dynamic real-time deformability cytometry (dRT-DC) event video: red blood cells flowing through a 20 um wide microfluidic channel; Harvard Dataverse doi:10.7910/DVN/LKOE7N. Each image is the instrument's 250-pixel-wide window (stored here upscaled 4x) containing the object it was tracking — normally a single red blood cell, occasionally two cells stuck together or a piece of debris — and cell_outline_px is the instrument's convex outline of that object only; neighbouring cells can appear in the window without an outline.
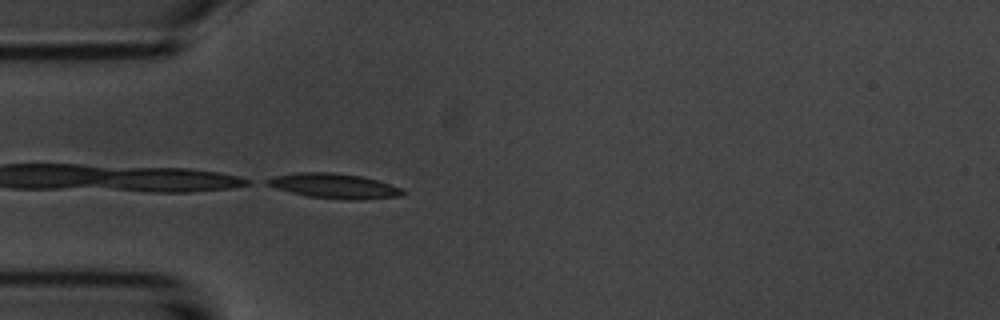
{"species": "common noctule bat (a hibernating species)", "species_latin": "Nyctalus noctula", "temperature_condition": "room temperature", "stored_images_in_passage": 5, "camera_frame_rate_fps": 3000, "um_per_image_px": 0.085, "animal": {"sex": "male", "body_mass_g": 20.1, "forearm_length_mm": 53.5}, "frame": {"image": 1, "passage_image": 5, "time_ms": 4.667, "image_size_px": [1000, 320], "cell_outline_px": [[404, 192], [400, 196], [360, 200], [344, 200], [308, 196], [276, 188], [264, 184], [264, 180], [276, 176], [300, 172], [332, 172], [360, 176], [376, 180], [400, 188]], "centroid_in_image_um": [28.37, 15.81], "position_along_channel_um": 56.6, "area_um2": 19.42}}